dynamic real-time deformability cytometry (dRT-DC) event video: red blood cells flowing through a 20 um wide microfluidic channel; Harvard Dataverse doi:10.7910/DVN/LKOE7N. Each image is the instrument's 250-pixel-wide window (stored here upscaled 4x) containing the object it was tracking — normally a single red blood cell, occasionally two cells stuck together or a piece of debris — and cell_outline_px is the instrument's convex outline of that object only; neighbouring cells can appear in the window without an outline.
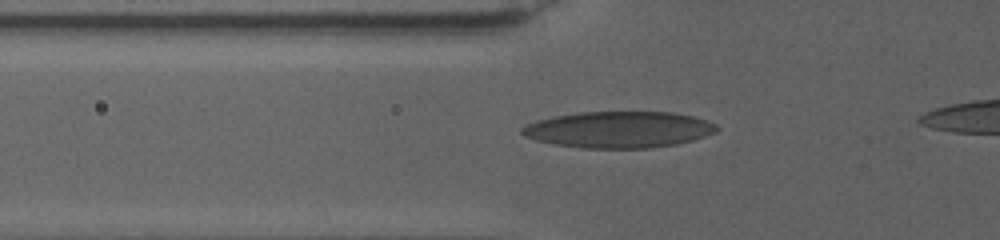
{"species": "human", "species_latin": "Homo sapiens", "temperature_condition": "warm", "stored_images_in_passage": 45, "camera_frame_rate_fps": 3000, "um_per_image_px": 0.085, "donor": {"sex": "female"}, "frame": {"image": 1, "passage_image": 2, "time_ms": 0.333, "image_size_px": [1000, 240], "cell_outline_px": [[720, 128], [716, 132], [692, 140], [676, 144], [648, 148], [584, 148], [552, 144], [536, 140], [524, 136], [520, 132], [520, 128], [536, 120], [556, 116], [580, 112], [672, 112], [692, 116], [708, 120], [716, 124]], "centroid_in_image_um": [52.6, 11.01], "position_along_channel_um": 73.2, "area_um2": 41.33}}
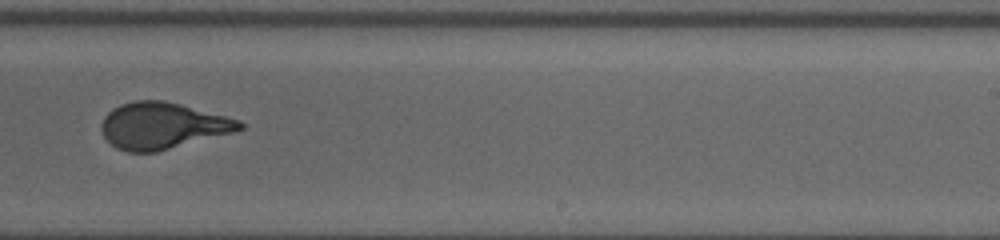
{"frame": {"image": 2, "passage_image": 24, "time_ms": 8.0, "image_size_px": [1000, 240], "cell_outline_px": [[244, 128], [232, 132], [156, 152], [128, 152], [116, 148], [104, 136], [100, 124], [104, 116], [112, 108], [120, 104], [136, 100], [164, 100], [180, 104], [240, 120], [244, 124]], "centroid_in_image_um": [13.77, 10.68], "position_along_channel_um": 275.2, "area_um2": 37.11}}
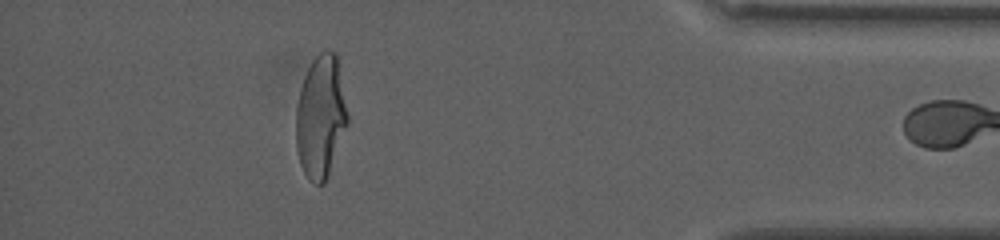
{"frame": {"image": 3, "passage_image": 43, "time_ms": 14.333, "image_size_px": [1000, 240], "cell_outline_px": [[348, 120], [328, 176], [324, 184], [316, 184], [308, 180], [300, 164], [296, 148], [296, 108], [300, 88], [304, 76], [312, 60], [324, 48], [328, 48], [336, 52], [348, 112]], "centroid_in_image_um": [27.25, 9.89], "position_along_channel_um": 408.0, "area_um2": 36.99}}